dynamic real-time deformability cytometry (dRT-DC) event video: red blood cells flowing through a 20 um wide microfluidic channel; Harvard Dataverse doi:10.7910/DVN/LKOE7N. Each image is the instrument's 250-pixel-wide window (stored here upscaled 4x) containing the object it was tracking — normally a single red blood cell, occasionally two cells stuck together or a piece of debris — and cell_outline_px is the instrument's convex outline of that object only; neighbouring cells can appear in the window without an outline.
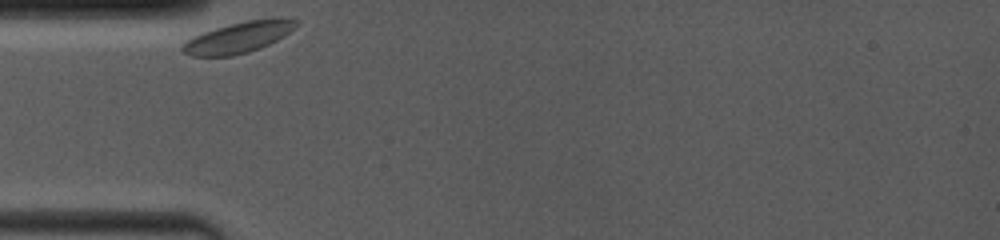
{"species": "common noctule bat (a hibernating species)", "species_latin": "Nyctalus noctula", "temperature_condition": "room temperature", "stored_images_in_passage": 25, "camera_frame_rate_fps": 4000, "um_per_image_px": 0.085, "animal": {"sex": "female", "body_mass_g": 19.0, "forearm_length_mm": 53.3}, "frame": {"image": 1, "passage_image": 1, "time_ms": 0.0, "image_size_px": [1000, 240], "cell_outline_px": [[300, 20], [284, 36], [260, 48], [248, 52], [232, 56], [192, 56], [184, 52], [180, 48], [188, 40], [204, 32], [216, 28], [248, 20]], "centroid_in_image_um": [20.2, 3.22], "position_along_channel_um": 64.8, "area_um2": 19.48}}
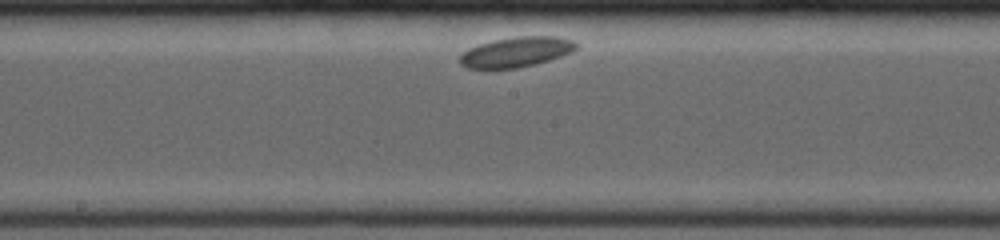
{"frame": {"image": 2, "passage_image": 15, "time_ms": 4.25, "image_size_px": [1000, 240], "cell_outline_px": [[576, 48], [572, 52], [548, 60], [516, 68], [468, 68], [460, 64], [460, 56], [468, 48], [492, 40], [516, 36], [556, 36], [572, 40], [576, 44]], "centroid_in_image_um": [43.86, 4.4], "position_along_channel_um": 204.3, "area_um2": 20.11}}
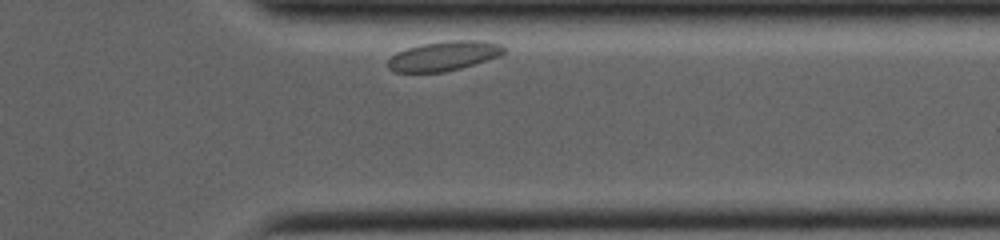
{"frame": {"image": 3, "passage_image": 24, "time_ms": 9.25, "image_size_px": [1000, 240], "cell_outline_px": [[504, 52], [500, 56], [460, 68], [444, 72], [396, 72], [388, 68], [388, 60], [396, 52], [408, 48], [424, 44], [448, 40], [484, 40], [500, 44], [504, 48]], "centroid_in_image_um": [37.74, 4.75], "position_along_channel_um": 373.7, "area_um2": 19.83}, "authors_computed_cell_mechanics": {"area_um2": 20.0566, "velocity_mm_per_s": 3.3244, "shape_relaxation_time_tau1_ms": 0.1203, "shape_relaxation_time_tau2_ms": null, "deformation_change_tau1": 0.0196, "deformation_change_tau2": null}}